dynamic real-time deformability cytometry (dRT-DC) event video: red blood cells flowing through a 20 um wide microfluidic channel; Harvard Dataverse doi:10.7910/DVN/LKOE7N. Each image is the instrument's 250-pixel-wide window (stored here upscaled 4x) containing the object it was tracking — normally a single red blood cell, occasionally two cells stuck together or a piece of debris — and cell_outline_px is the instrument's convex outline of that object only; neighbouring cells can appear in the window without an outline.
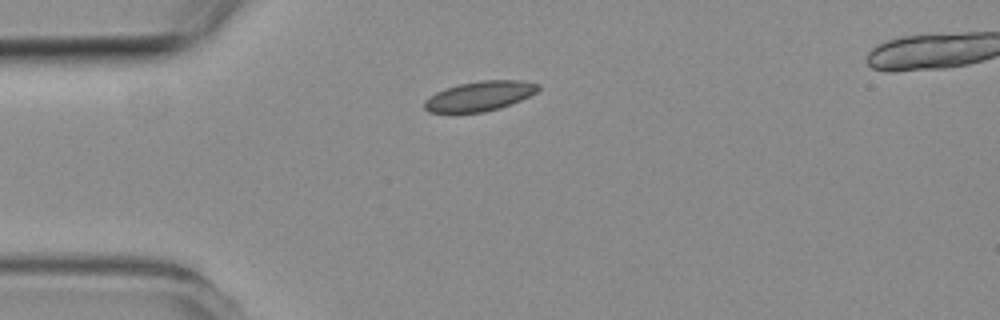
{"species": "common noctule bat (a hibernating species)", "species_latin": "Nyctalus noctula", "temperature_condition": "room temperature", "stored_images_in_passage": 4, "camera_frame_rate_fps": 3000, "um_per_image_px": 0.085, "animal": {"sex": "female", "body_mass_g": 19.3, "forearm_length_mm": 54.1}, "frame": {"image": 1, "passage_image": 1, "time_ms": 0.0, "image_size_px": [1000, 320], "cell_outline_px": [[540, 88], [536, 92], [512, 104], [500, 108], [484, 112], [428, 112], [424, 108], [424, 100], [436, 92], [460, 84], [480, 80], [524, 80], [540, 84]], "centroid_in_image_um": [40.8, 8.16], "position_along_channel_um": 44.2, "area_um2": 19.65}}
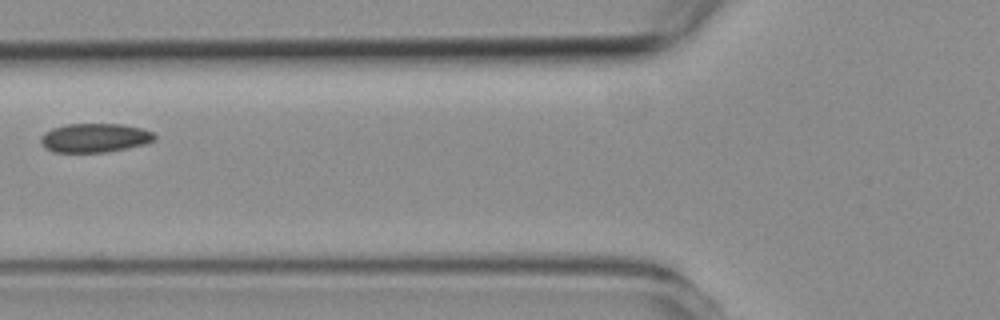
{"frame": {"image": 2, "passage_image": 3, "time_ms": 2.333, "image_size_px": [1000, 320], "cell_outline_px": [[156, 136], [152, 140], [144, 144], [108, 152], [52, 152], [40, 140], [40, 136], [44, 132], [52, 128], [64, 124], [124, 124], [140, 128], [152, 132]], "centroid_in_image_um": [8.03, 11.71], "position_along_channel_um": 117.8, "area_um2": 19.07}}
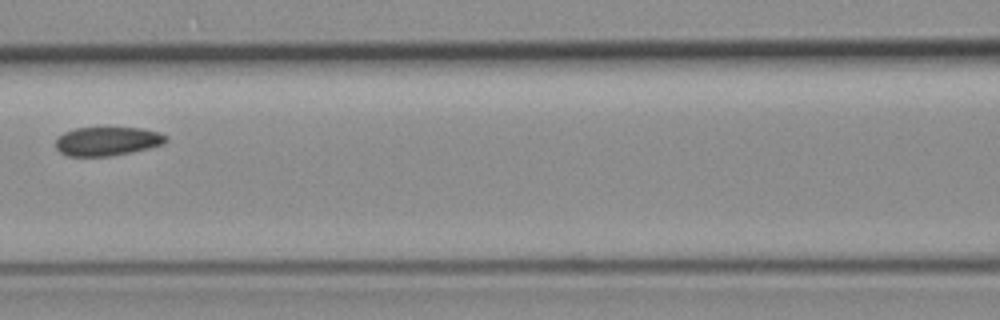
{"frame": {"image": 3, "passage_image": 4, "time_ms": 3.333, "image_size_px": [1000, 320], "cell_outline_px": [[168, 140], [164, 144], [148, 148], [112, 156], [68, 156], [60, 152], [56, 148], [56, 140], [64, 132], [76, 128], [140, 128], [160, 132], [168, 136]], "centroid_in_image_um": [9.15, 12.0], "position_along_channel_um": 157.5, "area_um2": 18.5}}